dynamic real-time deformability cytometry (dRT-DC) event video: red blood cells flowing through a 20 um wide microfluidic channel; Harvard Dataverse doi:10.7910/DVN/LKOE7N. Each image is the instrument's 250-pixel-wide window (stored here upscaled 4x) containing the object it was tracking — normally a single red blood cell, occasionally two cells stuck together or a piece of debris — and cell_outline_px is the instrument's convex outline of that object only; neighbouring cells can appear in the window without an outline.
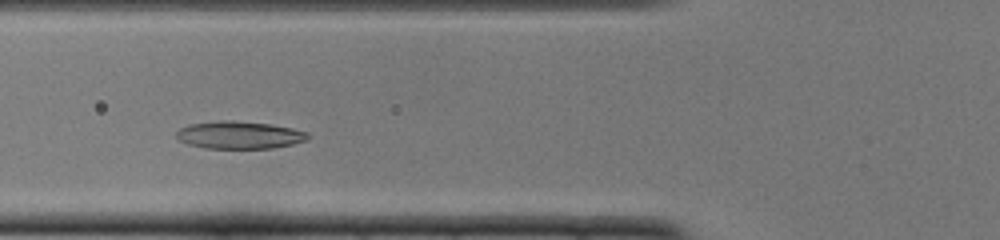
{"species": "common noctule bat (a hibernating species)", "species_latin": "Nyctalus noctula", "temperature_condition": "cold", "stored_images_in_passage": 30, "camera_frame_rate_fps": 3000, "um_per_image_px": 0.085, "animal": {"sex": "female", "body_mass_g": 22.0, "forearm_length_mm": 56.7}, "frame": {"image": 1, "passage_image": 6, "time_ms": 1.667, "image_size_px": [1000, 240], "cell_outline_px": [[308, 140], [292, 144], [272, 148], [204, 148], [188, 144], [180, 140], [176, 136], [176, 132], [180, 128], [188, 124], [220, 120], [232, 120], [272, 124], [292, 128], [308, 132]], "centroid_in_image_um": [20.34, 11.47], "position_along_channel_um": 105.5, "area_um2": 21.15}}
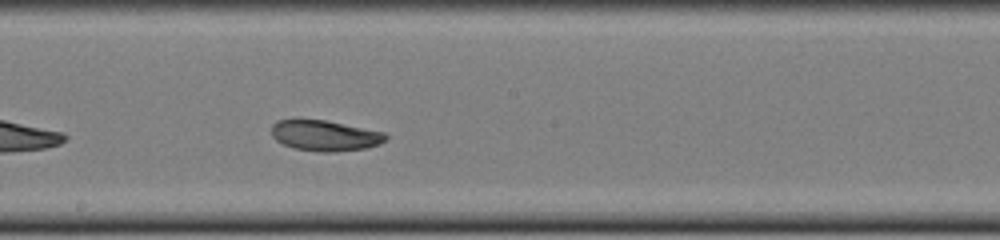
{"frame": {"image": 2, "passage_image": 15, "time_ms": 4.667, "image_size_px": [1000, 240], "cell_outline_px": [[388, 136], [380, 144], [364, 148], [336, 152], [324, 152], [292, 148], [276, 140], [272, 136], [272, 124], [276, 120], [324, 120], [384, 132]], "centroid_in_image_um": [27.6, 11.53], "position_along_channel_um": 220.6, "area_um2": 20.17}}
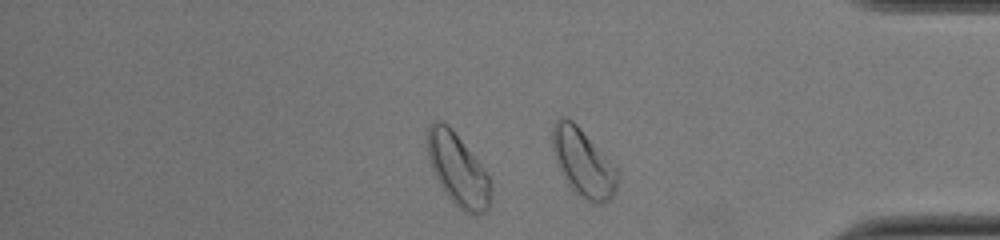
{"frame": {"image": 3, "passage_image": 29, "time_ms": 9.333, "image_size_px": [1000, 240], "cell_outline_px": [[492, 200], [488, 208], [484, 212], [476, 216], [472, 216], [464, 212], [448, 196], [440, 184], [432, 168], [428, 156], [428, 128], [436, 120], [440, 120], [448, 124], [452, 128], [484, 168], [492, 184]], "centroid_in_image_um": [38.97, 14.45], "position_along_channel_um": 396.2, "area_um2": 26.65}, "authors_computed_cell_mechanics": {"area_um2": 20.9814, "velocity_mm_per_s": 3.8521, "shape_relaxation_time_tau1_ms": 4.1354, "shape_relaxation_time_tau2_ms": 3.0562, "deformation_change_tau1": 0.1599, "deformation_change_tau2": 0.0899}}